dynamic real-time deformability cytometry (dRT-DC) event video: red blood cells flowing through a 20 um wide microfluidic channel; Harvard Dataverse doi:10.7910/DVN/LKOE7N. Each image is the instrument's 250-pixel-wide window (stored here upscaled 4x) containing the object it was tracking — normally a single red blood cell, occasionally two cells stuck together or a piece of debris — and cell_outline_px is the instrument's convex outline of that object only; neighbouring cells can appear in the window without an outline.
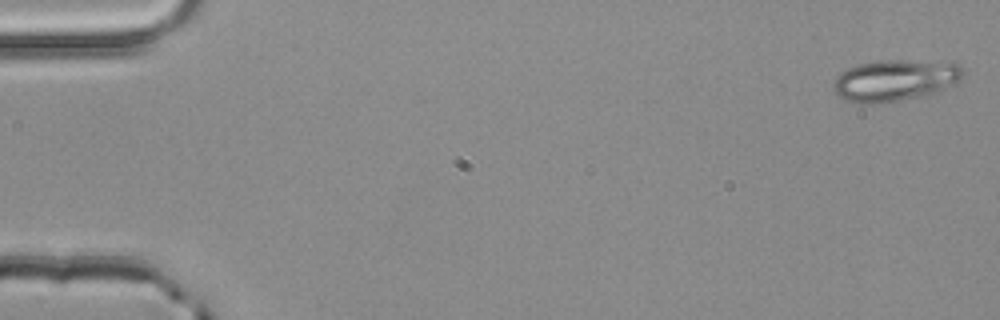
{"species": "common noctule bat (a hibernating species)", "species_latin": "Nyctalus noctula", "temperature_condition": "room temperature", "stored_images_in_passage": 52, "camera_frame_rate_fps": 3000, "um_per_image_px": 0.085, "animal": {"sex": "male", "body_mass_g": 20.4}, "frame": {"image": 1, "passage_image": 1, "time_ms": 0.0, "image_size_px": [1000, 320], "cell_outline_px": [[964, 76], [944, 88], [936, 92], [920, 96], [900, 100], [872, 104], [860, 104], [844, 100], [836, 92], [832, 80], [840, 72], [848, 68], [860, 64], [884, 60], [900, 60], [960, 64], [964, 72]], "centroid_in_image_um": [76.01, 6.84], "position_along_channel_um": 9.0, "area_um2": 30.87}}
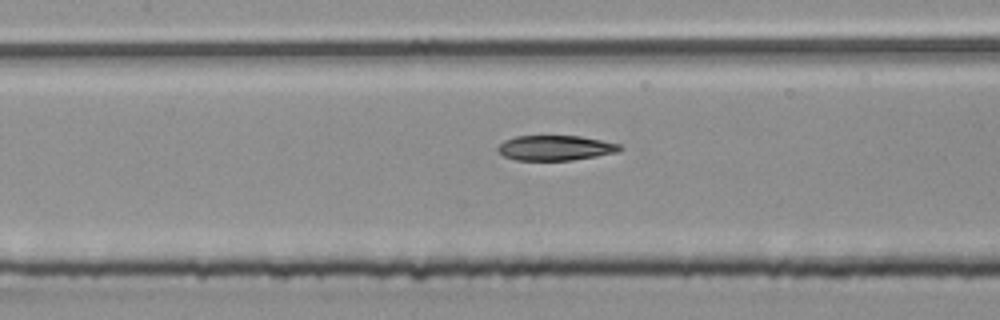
{"frame": {"image": 2, "passage_image": 24, "time_ms": 7.667, "image_size_px": [1000, 320], "cell_outline_px": [[624, 148], [620, 152], [572, 160], [516, 160], [504, 156], [496, 148], [504, 140], [516, 136], [580, 136], [620, 144]], "centroid_in_image_um": [47.23, 12.57], "position_along_channel_um": 160.2, "area_um2": 17.8}}
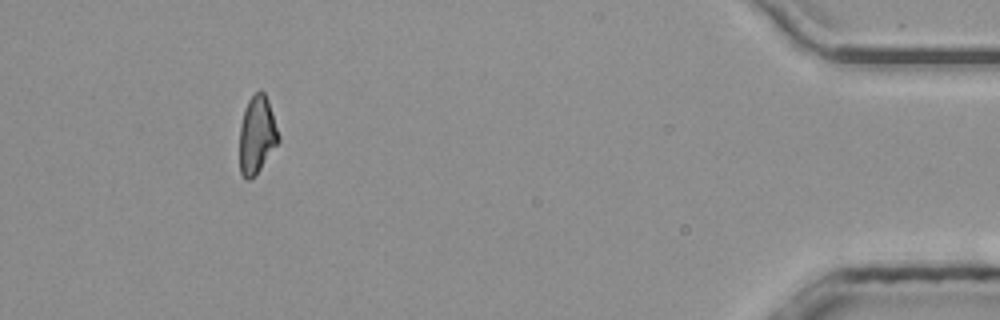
{"frame": {"image": 3, "passage_image": 48, "time_ms": 15.667, "image_size_px": [1000, 320], "cell_outline_px": [[280, 140], [260, 168], [248, 180], [244, 180], [240, 172], [240, 128], [244, 108], [248, 100], [260, 88], [264, 92], [268, 100], [280, 136]], "centroid_in_image_um": [21.83, 11.43], "position_along_channel_um": 413.4, "area_um2": 17.46}, "authors_computed_cell_mechanics": {"area_um2": 18.6116, "velocity_mm_per_s": 4.0056, "shape_relaxation_time_tau1_ms": null, "shape_relaxation_time_tau2_ms": 3.837, "deformation_change_tau1": null, "deformation_change_tau2": 0.1098}}